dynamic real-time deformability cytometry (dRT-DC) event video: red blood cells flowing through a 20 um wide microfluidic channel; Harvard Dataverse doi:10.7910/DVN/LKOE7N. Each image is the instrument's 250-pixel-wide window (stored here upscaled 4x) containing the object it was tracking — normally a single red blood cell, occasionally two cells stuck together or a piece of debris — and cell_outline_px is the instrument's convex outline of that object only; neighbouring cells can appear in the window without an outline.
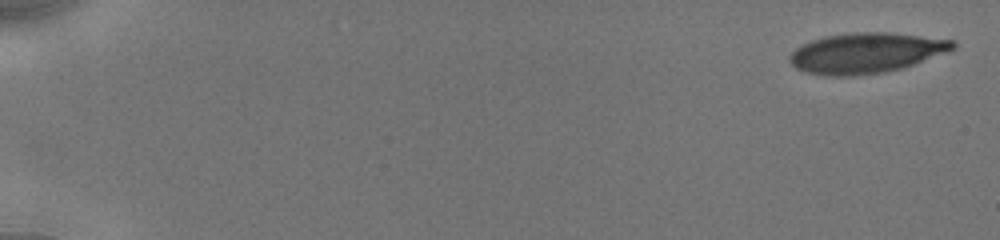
{"species": "human", "species_latin": "Homo sapiens", "temperature_condition": "cold", "stored_images_in_passage": 33, "camera_frame_rate_fps": 3000, "um_per_image_px": 0.085, "donor": {"sex": "male"}, "frame": {"image": 1, "passage_image": 1, "time_ms": 0.0, "image_size_px": [1000, 240], "cell_outline_px": [[956, 48], [948, 52], [900, 68], [884, 72], [856, 76], [824, 76], [808, 72], [796, 68], [788, 60], [788, 56], [796, 48], [812, 40], [824, 36], [860, 32], [888, 32], [952, 40], [956, 44]], "centroid_in_image_um": [73.59, 4.51], "position_along_channel_um": 11.4, "area_um2": 38.09}}
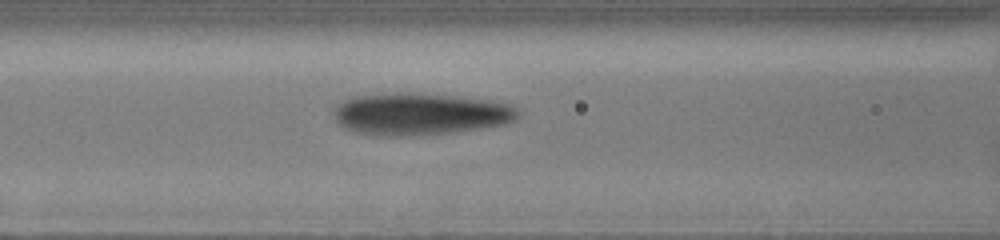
{"frame": {"image": 2, "passage_image": 20, "time_ms": 7.667, "image_size_px": [1000, 240], "cell_outline_px": [[520, 116], [504, 124], [476, 128], [444, 132], [396, 136], [376, 136], [352, 132], [344, 128], [336, 120], [332, 112], [336, 104], [344, 100], [356, 96], [392, 92], [404, 92], [452, 96], [488, 100], [508, 104], [516, 108], [520, 112]], "centroid_in_image_um": [35.61, 9.67], "position_along_channel_um": 131.0, "area_um2": 44.74}}
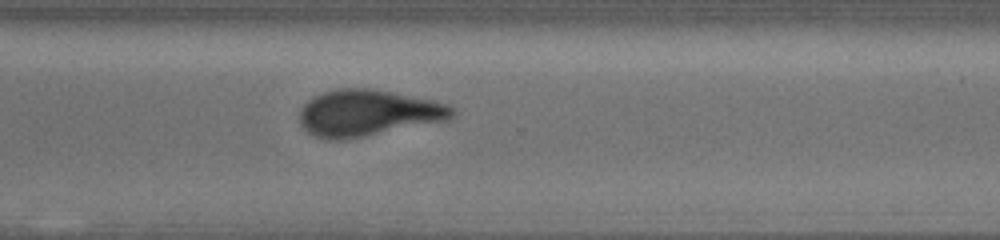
{"frame": {"image": 3, "passage_image": 33, "time_ms": 13.0, "image_size_px": [1000, 240], "cell_outline_px": [[456, 112], [448, 120], [360, 136], [336, 140], [332, 140], [316, 136], [308, 132], [300, 124], [300, 108], [308, 100], [324, 92], [340, 88], [368, 88], [436, 100], [448, 104], [456, 108]], "centroid_in_image_um": [31.29, 9.58], "position_along_channel_um": 339.3, "area_um2": 40.69}}